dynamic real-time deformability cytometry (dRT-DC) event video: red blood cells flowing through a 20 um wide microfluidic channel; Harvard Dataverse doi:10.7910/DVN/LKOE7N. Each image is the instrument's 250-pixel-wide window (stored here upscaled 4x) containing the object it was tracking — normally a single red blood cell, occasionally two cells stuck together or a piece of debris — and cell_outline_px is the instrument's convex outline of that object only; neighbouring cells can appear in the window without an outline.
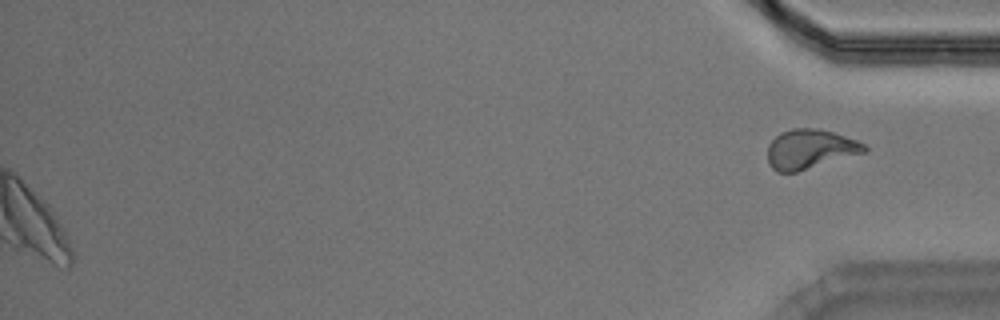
{"species": "Egyptian fruit bat (a non-hibernating species)", "species_latin": "Rousettus aegyptiacus", "temperature_condition": "warm", "stored_images_in_passage": 52, "camera_frame_rate_fps": 3000, "um_per_image_px": 0.085, "animal": {"sex": "male"}, "frame": {"image": 1, "passage_image": 52, "time_ms": 17.0, "image_size_px": [1000, 320], "cell_outline_px": [[868, 148], [864, 152], [796, 172], [776, 172], [768, 164], [768, 144], [780, 132], [792, 128], [816, 128], [832, 132], [856, 140], [864, 144]], "centroid_in_image_um": [68.8, 12.67], "position_along_channel_um": 366.4, "area_um2": 22.02}}